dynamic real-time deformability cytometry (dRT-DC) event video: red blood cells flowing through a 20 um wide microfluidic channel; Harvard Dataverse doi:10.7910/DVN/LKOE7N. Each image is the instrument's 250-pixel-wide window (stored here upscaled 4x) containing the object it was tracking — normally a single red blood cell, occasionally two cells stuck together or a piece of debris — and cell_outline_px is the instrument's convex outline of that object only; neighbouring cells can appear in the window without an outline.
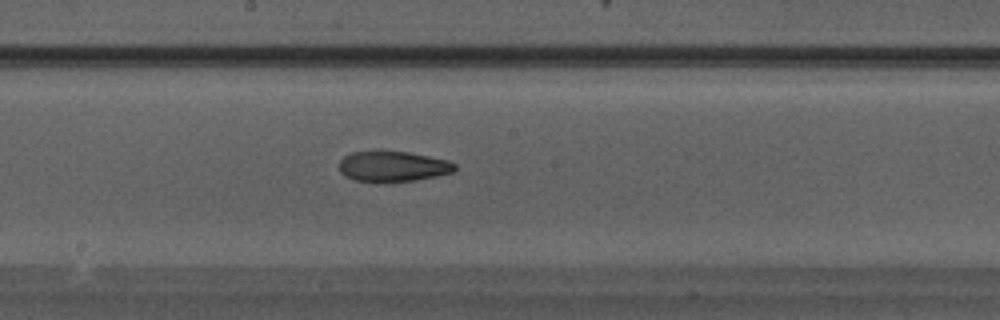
{"species": "Egyptian fruit bat (a non-hibernating species)", "species_latin": "Rousettus aegyptiacus", "temperature_condition": "warm", "stored_images_in_passage": 28, "camera_frame_rate_fps": 3000, "um_per_image_px": 0.085, "animal": {"sex": "male"}, "frame": {"image": 1, "passage_image": 13, "time_ms": 4.0, "image_size_px": [1000, 320], "cell_outline_px": [[456, 168], [452, 172], [436, 176], [412, 180], [352, 180], [344, 176], [340, 172], [340, 160], [344, 156], [352, 152], [376, 148], [380, 148], [408, 152], [448, 160], [456, 164]], "centroid_in_image_um": [33.35, 14.07], "position_along_channel_um": 214.9, "area_um2": 20.69}}
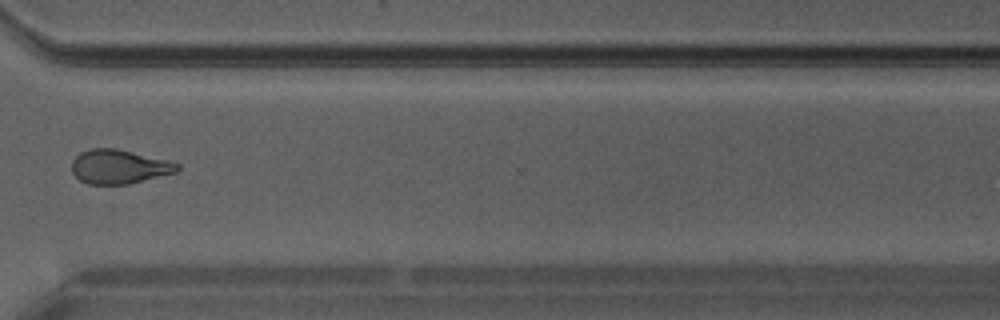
{"frame": {"image": 2, "passage_image": 20, "time_ms": 6.333, "image_size_px": [1000, 320], "cell_outline_px": [[180, 168], [176, 172], [128, 184], [88, 184], [80, 180], [72, 172], [72, 160], [80, 152], [88, 148], [116, 148], [168, 160], [180, 164]], "centroid_in_image_um": [10.11, 14.16], "position_along_channel_um": 360.5, "area_um2": 20.98}}